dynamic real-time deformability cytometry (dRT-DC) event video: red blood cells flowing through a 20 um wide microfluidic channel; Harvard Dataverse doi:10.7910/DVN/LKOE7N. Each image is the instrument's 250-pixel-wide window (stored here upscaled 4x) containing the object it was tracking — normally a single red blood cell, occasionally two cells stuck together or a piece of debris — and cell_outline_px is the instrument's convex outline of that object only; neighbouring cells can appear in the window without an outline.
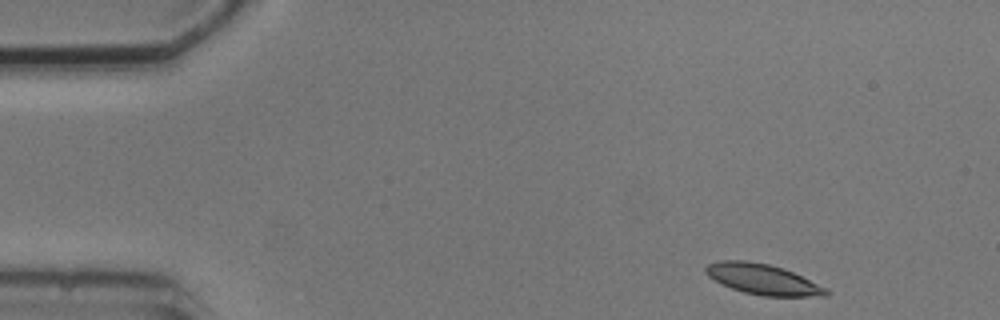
{"species": "common noctule bat (a hibernating species)", "species_latin": "Nyctalus noctula", "temperature_condition": "cold", "stored_images_in_passage": 6, "camera_frame_rate_fps": 3000, "um_per_image_px": 0.085, "animal": {"sex": "male", "body_mass_g": 20.5, "forearm_length_mm": 52.5}, "frame": {"image": 1, "passage_image": 1, "time_ms": 0.0, "image_size_px": [1000, 320], "cell_outline_px": [[832, 292], [828, 296], [764, 296], [744, 292], [732, 288], [708, 276], [704, 272], [704, 268], [708, 264], [720, 260], [744, 260], [768, 264], [784, 268]], "centroid_in_image_um": [64.81, 23.73], "position_along_channel_um": 20.2, "area_um2": 21.04}}